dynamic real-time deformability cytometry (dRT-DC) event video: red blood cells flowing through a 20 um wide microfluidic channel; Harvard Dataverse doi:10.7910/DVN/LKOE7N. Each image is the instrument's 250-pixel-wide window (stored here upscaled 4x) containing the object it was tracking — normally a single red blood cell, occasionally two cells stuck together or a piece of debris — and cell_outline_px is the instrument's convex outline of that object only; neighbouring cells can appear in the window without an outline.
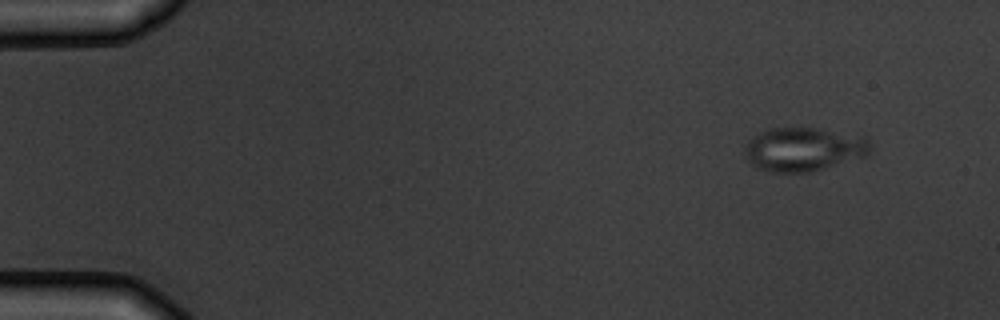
{"species": "common noctule bat (a hibernating species)", "species_latin": "Nyctalus noctula", "temperature_condition": "warm", "stored_images_in_passage": 5, "segment_of_instrument_passage": [1, 2], "camera_frame_rate_fps": 3000, "um_per_image_px": 0.085, "animal": {"sex": "male", "body_mass_g": 19.5, "forearm_length_mm": 54.6}, "frame": {"image": 1, "passage_image": 1, "time_ms": 0.0, "image_size_px": [1000, 320], "cell_outline_px": [[868, 152], [864, 156], [812, 172], [768, 172], [756, 168], [748, 160], [744, 152], [744, 144], [748, 140], [760, 132], [768, 128], [820, 128], [868, 136]], "centroid_in_image_um": [68.27, 12.68], "position_along_channel_um": 16.7, "area_um2": 32.19}}